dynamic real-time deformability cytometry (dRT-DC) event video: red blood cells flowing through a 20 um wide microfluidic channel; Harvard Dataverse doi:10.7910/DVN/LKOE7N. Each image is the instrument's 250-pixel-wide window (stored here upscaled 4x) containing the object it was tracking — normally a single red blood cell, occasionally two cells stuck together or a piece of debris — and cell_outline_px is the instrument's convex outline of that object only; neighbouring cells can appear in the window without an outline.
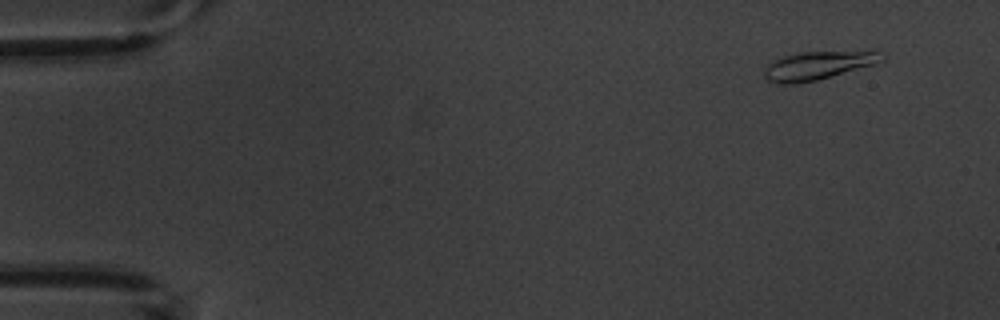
{"species": "common noctule bat (a hibernating species)", "species_latin": "Nyctalus noctula", "temperature_condition": "warm", "stored_images_in_passage": 5, "camera_frame_rate_fps": 3000, "um_per_image_px": 0.085, "animal": {"sex": "male", "body_mass_g": 20.1, "forearm_length_mm": 53.5}, "frame": {"image": 1, "passage_image": 1, "time_ms": 0.0, "image_size_px": [1000, 320], "cell_outline_px": [[888, 56], [884, 60], [872, 64], [816, 80], [796, 84], [776, 84], [768, 80], [764, 76], [764, 68], [772, 60], [784, 56], [800, 52], [888, 52]], "centroid_in_image_um": [69.47, 5.57], "position_along_channel_um": 15.5, "area_um2": 19.13}}